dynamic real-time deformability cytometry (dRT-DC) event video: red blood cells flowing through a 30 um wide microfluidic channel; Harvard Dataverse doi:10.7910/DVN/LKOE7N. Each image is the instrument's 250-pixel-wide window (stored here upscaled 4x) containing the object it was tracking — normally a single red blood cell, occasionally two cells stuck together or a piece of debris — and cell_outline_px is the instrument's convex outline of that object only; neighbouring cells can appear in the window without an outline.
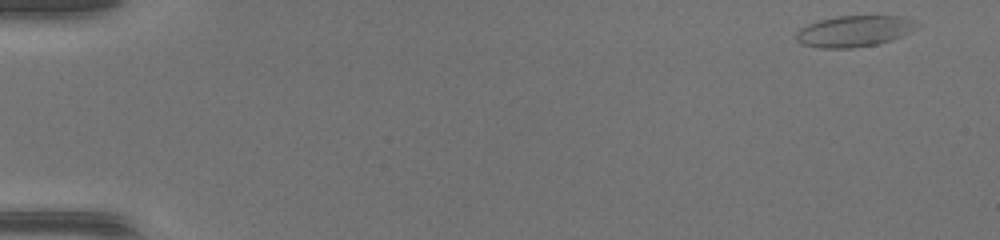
{"species": "common noctule bat (a hibernating species)", "species_latin": "Nyctalus noctula", "temperature_condition": "warm", "stored_images_in_passage": 48, "camera_frame_rate_fps": 3000, "um_per_image_px": 0.085, "animal": {"sex": "female", "body_mass_g": 17.0, "forearm_length_mm": 48.0}, "frame": {"image": 1, "passage_image": 1, "time_ms": 0.0, "image_size_px": [1000, 240], "cell_outline_px": [[920, 28], [892, 40], [880, 44], [852, 48], [820, 48], [800, 44], [796, 40], [796, 32], [800, 28], [816, 20], [836, 16], [900, 16], [912, 20], [920, 24]], "centroid_in_image_um": [72.61, 2.65], "position_along_channel_um": 12.4, "area_um2": 22.31}}
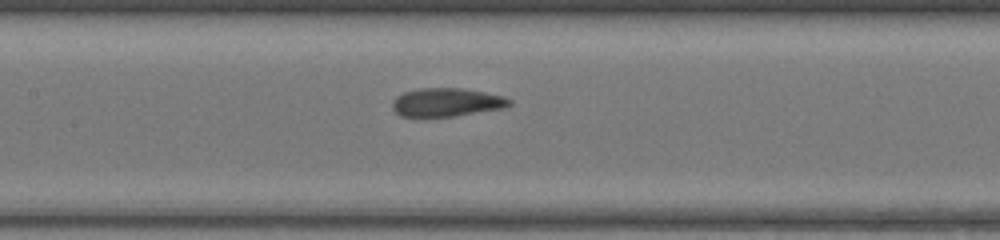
{"frame": {"image": 2, "passage_image": 23, "time_ms": 7.333, "image_size_px": [1000, 240], "cell_outline_px": [[512, 104], [504, 108], [456, 116], [400, 116], [392, 108], [392, 100], [396, 96], [404, 92], [420, 88], [464, 88], [504, 96], [512, 100]], "centroid_in_image_um": [37.98, 8.69], "position_along_channel_um": 169.4, "area_um2": 19.48}}
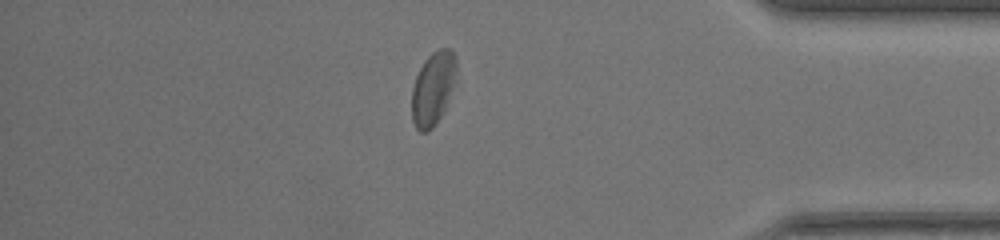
{"frame": {"image": 3, "passage_image": 41, "time_ms": 13.333, "image_size_px": [1000, 240], "cell_outline_px": [[456, 72], [444, 112], [436, 124], [428, 132], [420, 132], [416, 128], [412, 120], [412, 88], [416, 76], [424, 60], [432, 52], [440, 48], [448, 48], [456, 56]], "centroid_in_image_um": [36.79, 7.53], "position_along_channel_um": 398.4, "area_um2": 18.96}, "authors_computed_cell_mechanics": {"area_um2": 20.23, "velocity_mm_per_s": 4.2736, "shape_relaxation_time_tau1_ms": 6.9366, "shape_relaxation_time_tau2_ms": 1.6858, "deformation_change_tau1": 0.1667, "deformation_change_tau2": 0.0773}}